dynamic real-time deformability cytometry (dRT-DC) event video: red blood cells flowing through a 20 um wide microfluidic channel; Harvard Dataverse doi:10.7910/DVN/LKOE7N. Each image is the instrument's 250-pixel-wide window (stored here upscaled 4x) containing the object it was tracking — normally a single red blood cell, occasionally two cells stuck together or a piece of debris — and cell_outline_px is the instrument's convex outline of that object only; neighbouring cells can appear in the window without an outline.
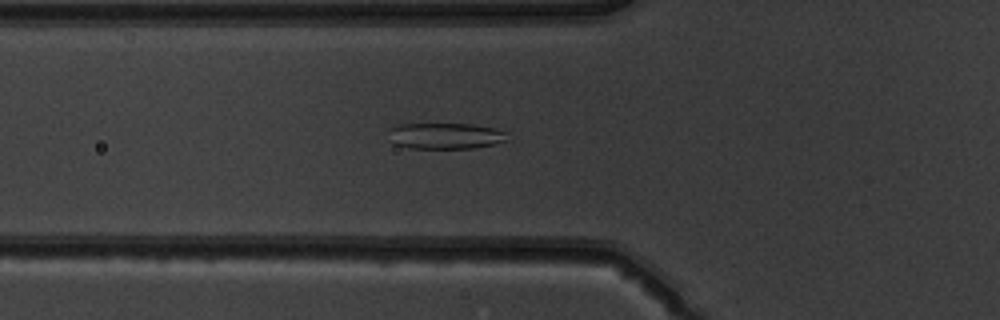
{"species": "common noctule bat (a hibernating species)", "species_latin": "Nyctalus noctula", "temperature_condition": "warm", "stored_images_in_passage": 49, "camera_frame_rate_fps": 3000, "um_per_image_px": 0.085, "animal": {"sex": "male", "body_mass_g": 19.5, "forearm_length_mm": 54.6}, "frame": {"image": 1, "passage_image": 16, "time_ms": 5.0, "image_size_px": [1000, 320], "cell_outline_px": [[508, 140], [492, 144], [472, 148], [412, 148], [396, 144], [392, 140], [392, 128], [396, 124], [472, 124], [496, 128], [504, 132]], "centroid_in_image_um": [37.91, 11.54], "position_along_channel_um": 87.9, "area_um2": 17.63}}
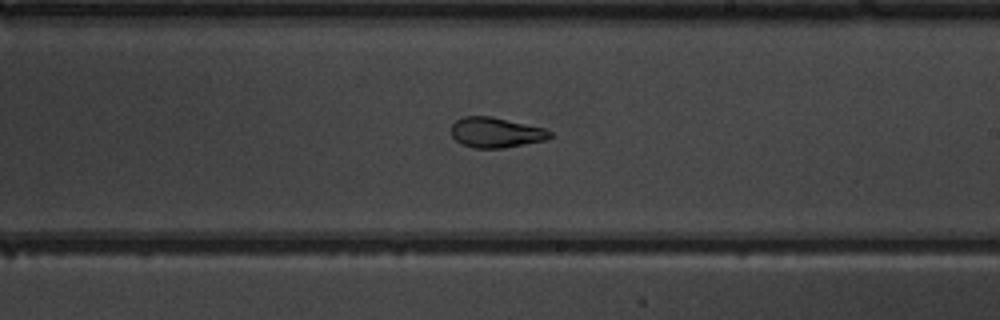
{"frame": {"image": 2, "passage_image": 28, "time_ms": 9.0, "image_size_px": [1000, 320], "cell_outline_px": [[552, 136], [548, 140], [500, 148], [476, 148], [460, 144], [452, 136], [452, 124], [456, 120], [464, 116], [492, 116], [544, 128], [552, 132]], "centroid_in_image_um": [42.16, 11.26], "position_along_channel_um": 246.8, "area_um2": 17.4}}
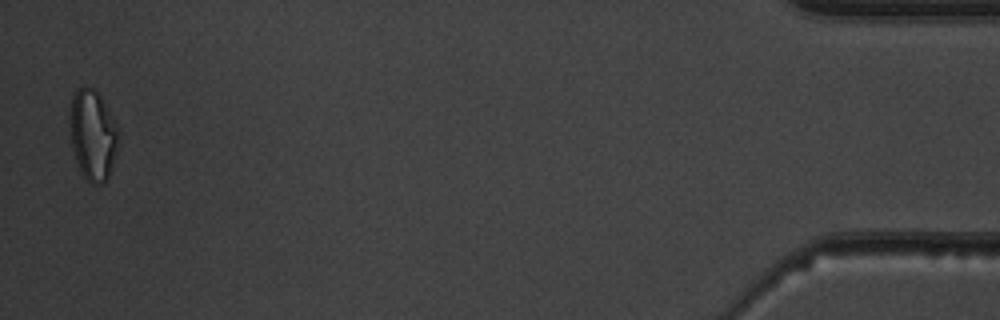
{"frame": {"image": 3, "passage_image": 48, "time_ms": 15.667, "image_size_px": [1000, 320], "cell_outline_px": [[120, 136], [116, 152], [108, 176], [104, 184], [92, 184], [84, 176], [76, 160], [72, 148], [68, 128], [68, 108], [72, 96], [76, 88], [84, 84], [92, 88], [100, 96], [116, 124], [120, 132]], "centroid_in_image_um": [7.84, 11.41], "position_along_channel_um": 427.4, "area_um2": 26.07}, "authors_computed_cell_mechanics": {"area_um2": 19.941, "velocity_mm_per_s": 3.9633, "shape_relaxation_time_tau1_ms": null, "shape_relaxation_time_tau2_ms": 2.2242, "deformation_change_tau1": null, "deformation_change_tau2": 0.0952}}